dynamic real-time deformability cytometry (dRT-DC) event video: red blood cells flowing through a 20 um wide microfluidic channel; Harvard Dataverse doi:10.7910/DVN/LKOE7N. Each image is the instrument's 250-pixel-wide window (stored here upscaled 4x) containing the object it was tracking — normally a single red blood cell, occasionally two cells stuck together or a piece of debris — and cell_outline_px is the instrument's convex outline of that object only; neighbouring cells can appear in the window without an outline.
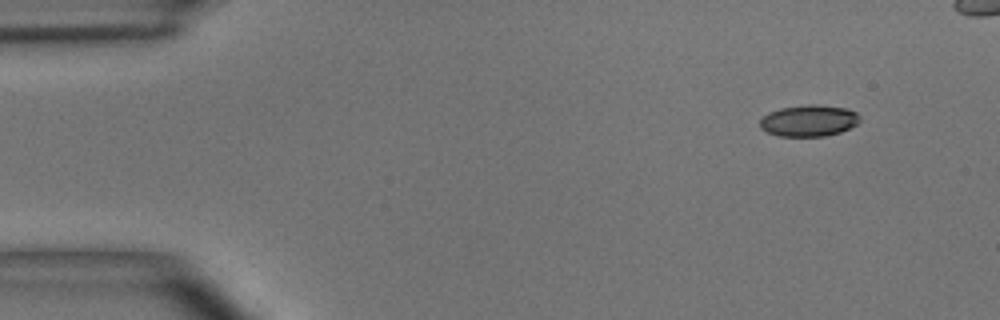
{"species": "common noctule bat (a hibernating species)", "species_latin": "Nyctalus noctula", "temperature_condition": "room temperature", "stored_images_in_passage": 3, "camera_frame_rate_fps": 3000, "um_per_image_px": 0.085, "animal": {"sex": "male", "body_mass_g": 15.6}, "frame": {"image": 1, "passage_image": 1, "time_ms": 0.0, "image_size_px": [1000, 320], "cell_outline_px": [[860, 120], [856, 124], [840, 132], [824, 136], [780, 136], [768, 132], [760, 128], [760, 120], [768, 112], [780, 108], [808, 104], [820, 104], [848, 108], [856, 112], [860, 116]], "centroid_in_image_um": [68.76, 10.24], "position_along_channel_um": 16.2, "area_um2": 18.38}}